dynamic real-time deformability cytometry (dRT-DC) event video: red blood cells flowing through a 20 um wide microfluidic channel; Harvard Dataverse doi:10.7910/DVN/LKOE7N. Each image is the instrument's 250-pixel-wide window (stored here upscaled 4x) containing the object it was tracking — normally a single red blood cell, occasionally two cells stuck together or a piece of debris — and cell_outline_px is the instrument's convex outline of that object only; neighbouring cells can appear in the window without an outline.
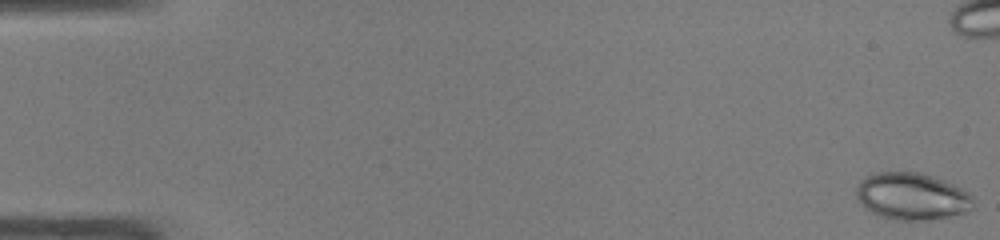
{"species": "common noctule bat (a hibernating species)", "species_latin": "Nyctalus noctula", "temperature_condition": "warm", "stored_images_in_passage": 49, "camera_frame_rate_fps": 3000, "um_per_image_px": 0.085, "animal": {"sex": "male", "body_mass_g": 19.0, "forearm_length_mm": 50.8}, "frame": {"image": 1, "passage_image": 1, "time_ms": 0.0, "image_size_px": [1000, 240], "cell_outline_px": [[972, 208], [964, 212], [948, 216], [928, 220], [896, 220], [880, 216], [872, 212], [856, 196], [856, 188], [860, 180], [872, 172], [920, 172], [944, 180], [968, 192], [972, 196]], "centroid_in_image_um": [77.49, 16.67], "position_along_channel_um": 7.5, "area_um2": 31.79}}
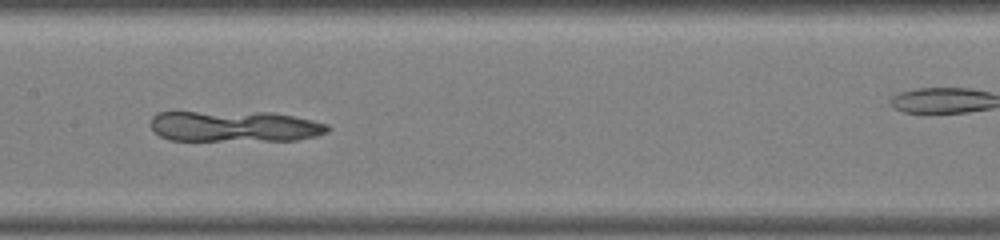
{"frame": {"image": 2, "passage_image": 25, "time_ms": 8.0, "image_size_px": [1000, 240], "cell_outline_px": [[332, 128], [328, 132], [316, 136], [296, 140], [168, 140], [160, 136], [152, 128], [152, 116], [156, 112], [272, 112], [312, 120], [328, 124]], "centroid_in_image_um": [19.97, 10.73], "position_along_channel_um": 187.4, "area_um2": 31.96}}
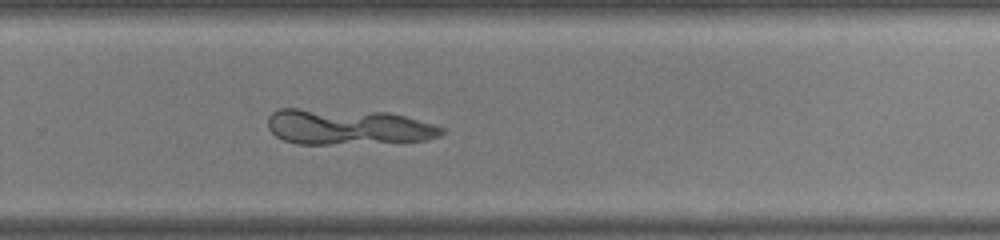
{"frame": {"image": 3, "passage_image": 33, "time_ms": 10.667, "image_size_px": [1000, 240], "cell_outline_px": [[444, 132], [440, 136], [424, 140], [328, 144], [296, 144], [284, 140], [276, 136], [268, 128], [268, 116], [272, 112], [280, 108], [296, 108], [388, 112], [404, 116], [432, 124], [444, 128]], "centroid_in_image_um": [29.5, 10.77], "position_along_channel_um": 300.3, "area_um2": 35.89}}